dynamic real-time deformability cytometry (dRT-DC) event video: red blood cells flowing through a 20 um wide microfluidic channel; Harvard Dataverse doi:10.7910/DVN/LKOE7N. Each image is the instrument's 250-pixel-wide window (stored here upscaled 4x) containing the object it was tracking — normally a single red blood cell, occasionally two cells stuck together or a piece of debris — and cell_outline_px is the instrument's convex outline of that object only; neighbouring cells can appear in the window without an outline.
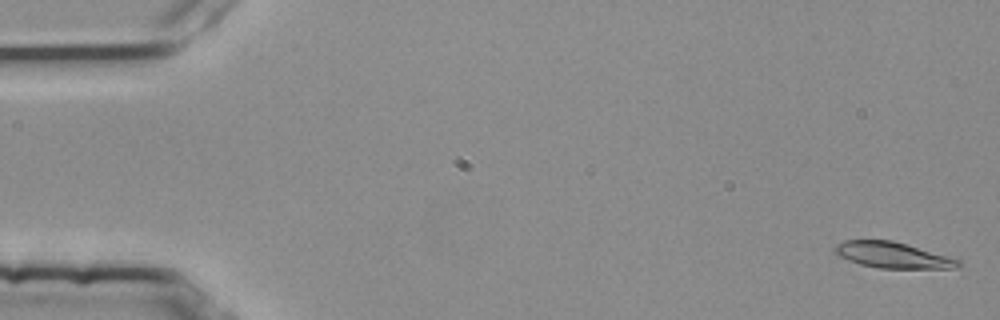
{"species": "common noctule bat (a hibernating species)", "species_latin": "Nyctalus noctula", "temperature_condition": "room temperature", "stored_images_in_passage": 4, "camera_frame_rate_fps": 3000, "um_per_image_px": 0.085, "animal": {"sex": "female", "body_mass_g": 25.1}, "frame": {"image": 1, "passage_image": 1, "time_ms": 0.0, "image_size_px": [1000, 320], "cell_outline_px": [[964, 264], [952, 268], [880, 268], [860, 264], [840, 256], [832, 252], [832, 248], [836, 244], [844, 240], [892, 240], [908, 244], [960, 260]], "centroid_in_image_um": [75.85, 21.67], "position_along_channel_um": 9.2, "area_um2": 18.61}}
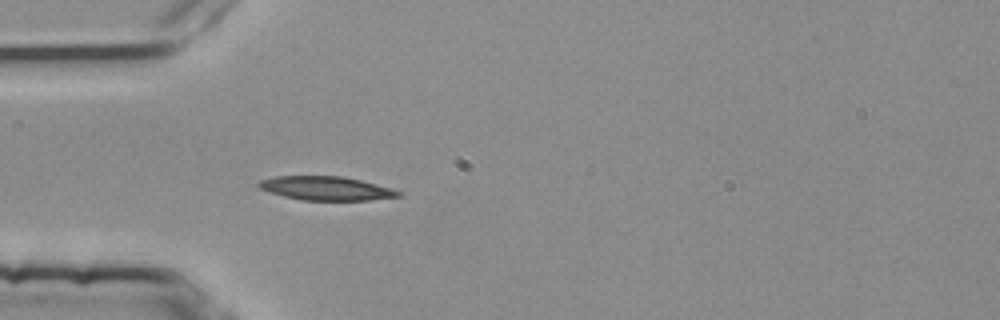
{"frame": {"image": 2, "passage_image": 4, "time_ms": 1.0, "image_size_px": [1000, 320], "cell_outline_px": [[404, 196], [368, 200], [300, 200], [268, 192], [260, 188], [256, 184], [260, 180], [276, 176], [344, 176], [360, 180], [404, 192]], "centroid_in_image_um": [27.72, 16.01], "position_along_channel_um": 57.3, "area_um2": 19.42}}